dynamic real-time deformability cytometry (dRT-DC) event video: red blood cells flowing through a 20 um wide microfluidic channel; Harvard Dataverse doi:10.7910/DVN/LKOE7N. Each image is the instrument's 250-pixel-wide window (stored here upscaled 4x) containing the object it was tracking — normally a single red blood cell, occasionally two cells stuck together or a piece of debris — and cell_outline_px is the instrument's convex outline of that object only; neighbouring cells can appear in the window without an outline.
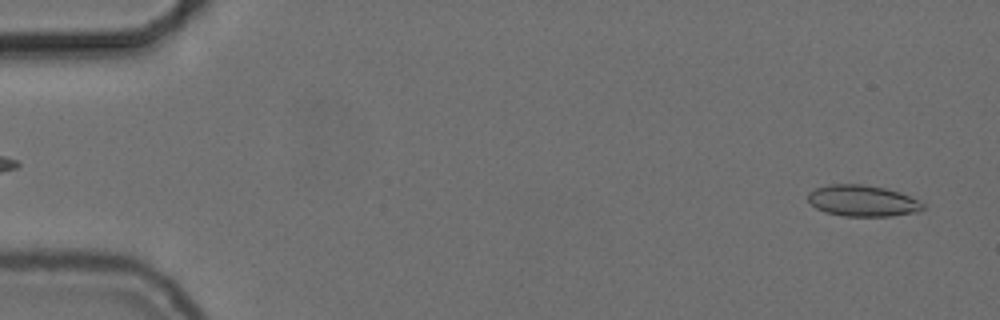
{"species": "common noctule bat (a hibernating species)", "species_latin": "Nyctalus noctula", "temperature_condition": "cold", "stored_images_in_passage": 12, "camera_frame_rate_fps": 3000, "um_per_image_px": 0.085, "animal": {"sex": "female", "body_mass_g": 24.6, "forearm_length_mm": 56.2}, "frame": {"image": 1, "passage_image": 2, "time_ms": 0.333, "image_size_px": [1000, 320], "cell_outline_px": [[924, 208], [920, 212], [892, 216], [844, 216], [824, 212], [816, 208], [808, 200], [808, 192], [816, 188], [828, 184], [864, 184], [884, 188], [900, 192], [924, 204]], "centroid_in_image_um": [73.31, 17.07], "position_along_channel_um": 11.7, "area_um2": 20.98}}